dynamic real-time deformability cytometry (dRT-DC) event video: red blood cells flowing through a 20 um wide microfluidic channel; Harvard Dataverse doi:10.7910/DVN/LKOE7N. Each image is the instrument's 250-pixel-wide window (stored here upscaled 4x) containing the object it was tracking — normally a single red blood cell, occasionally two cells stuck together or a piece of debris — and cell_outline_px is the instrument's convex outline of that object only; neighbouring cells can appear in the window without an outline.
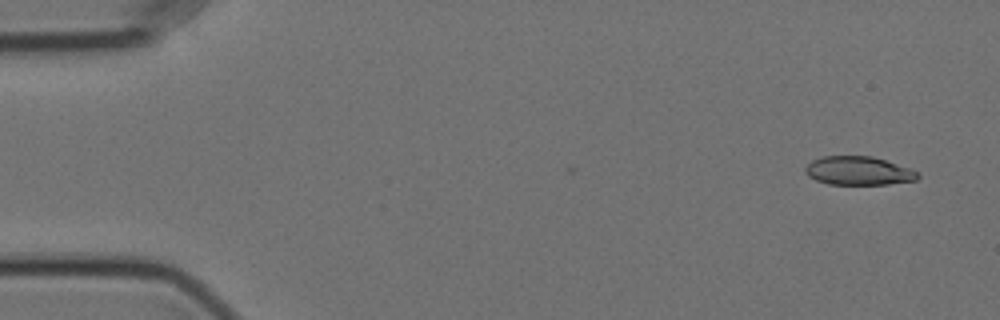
{"species": "Egyptian fruit bat (a non-hibernating species)", "species_latin": "Rousettus aegyptiacus", "temperature_condition": "cold", "stored_images_in_passage": 56, "camera_frame_rate_fps": 3000, "um_per_image_px": 0.085, "animal": {"sex": "female"}, "frame": {"image": 1, "passage_image": 3, "time_ms": 0.667, "image_size_px": [1000, 320], "cell_outline_px": [[920, 176], [916, 180], [888, 184], [828, 184], [816, 180], [808, 176], [804, 172], [804, 168], [812, 160], [824, 156], [872, 156], [912, 168]], "centroid_in_image_um": [72.97, 14.51], "position_along_channel_um": 12.0, "area_um2": 18.79}}
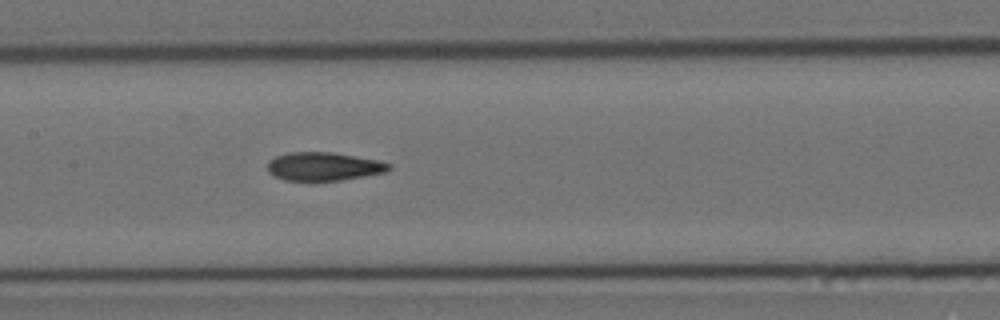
{"frame": {"image": 2, "passage_image": 27, "time_ms": 8.667, "image_size_px": [1000, 320], "cell_outline_px": [[392, 168], [388, 172], [340, 180], [284, 180], [268, 172], [268, 160], [276, 156], [288, 152], [332, 152], [380, 160], [392, 164]], "centroid_in_image_um": [27.56, 14.13], "position_along_channel_um": 179.8, "area_um2": 20.17}}
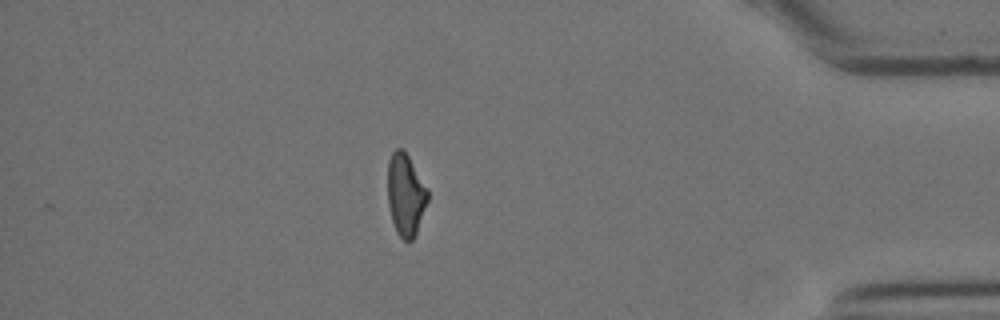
{"frame": {"image": 3, "passage_image": 49, "time_ms": 16.0, "image_size_px": [1000, 320], "cell_outline_px": [[428, 200], [416, 236], [412, 240], [404, 240], [396, 232], [392, 220], [388, 204], [388, 160], [392, 152], [396, 148], [404, 148], [428, 188]], "centroid_in_image_um": [34.49, 16.53], "position_along_channel_um": 400.7, "area_um2": 19.42}, "authors_computed_cell_mechanics": {"area_um2": 20.1722, "velocity_mm_per_s": 3.5573, "shape_relaxation_time_tau1_ms": 10.9071, "shape_relaxation_time_tau2_ms": 3.4863, "deformation_change_tau1": 0.2401, "deformation_change_tau2": 0.1144}}